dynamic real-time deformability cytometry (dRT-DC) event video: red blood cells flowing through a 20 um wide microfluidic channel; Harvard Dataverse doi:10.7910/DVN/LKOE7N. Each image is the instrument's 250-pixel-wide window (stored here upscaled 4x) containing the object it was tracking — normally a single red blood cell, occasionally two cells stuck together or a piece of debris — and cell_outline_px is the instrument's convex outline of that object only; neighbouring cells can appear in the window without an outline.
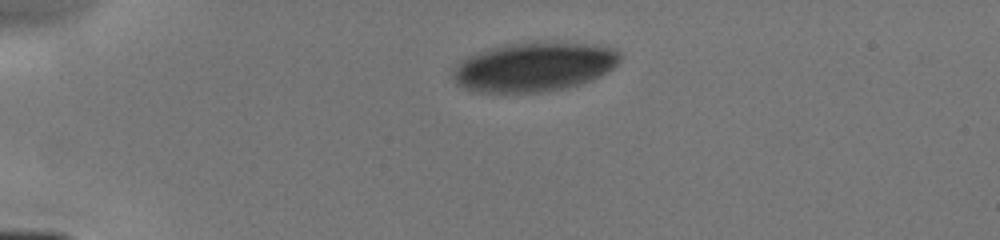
{"species": "human", "species_latin": "Homo sapiens", "temperature_condition": "cold", "stored_images_in_passage": 30, "camera_frame_rate_fps": 3000, "um_per_image_px": 0.085, "donor": {"sex": "male"}, "frame": {"image": 1, "passage_image": 1, "time_ms": 0.0, "image_size_px": [1000, 240], "cell_outline_px": [[620, 60], [612, 68], [600, 76], [592, 80], [580, 84], [564, 88], [540, 92], [480, 92], [464, 88], [456, 84], [452, 76], [452, 68], [460, 60], [468, 56], [488, 48], [504, 44], [536, 40], [596, 44], [616, 48], [620, 52]], "centroid_in_image_um": [45.39, 5.65], "position_along_channel_um": 39.6, "area_um2": 48.78}}
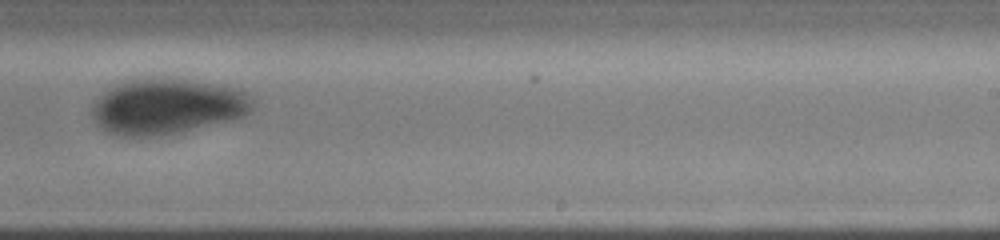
{"frame": {"image": 2, "passage_image": 15, "time_ms": 6.667, "image_size_px": [1000, 240], "cell_outline_px": [[256, 104], [252, 112], [244, 116], [228, 120], [160, 136], [124, 136], [108, 132], [92, 116], [92, 104], [96, 96], [108, 88], [116, 84], [128, 80], [144, 76], [184, 80], [216, 84], [236, 88], [252, 96], [256, 100]], "centroid_in_image_um": [14.21, 9.02], "position_along_channel_um": 274.8, "area_um2": 52.08}}
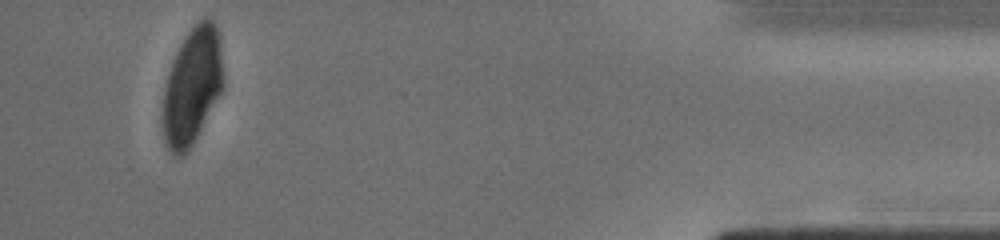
{"frame": {"image": 3, "passage_image": 30, "time_ms": 11.333, "image_size_px": [1000, 240], "cell_outline_px": [[224, 84], [196, 140], [188, 152], [184, 156], [176, 156], [168, 148], [164, 140], [164, 88], [168, 72], [172, 60], [180, 44], [188, 32], [204, 16], [208, 16], [216, 24], [220, 40], [224, 80]], "centroid_in_image_um": [16.35, 7.31], "position_along_channel_um": 418.8, "area_um2": 41.04}}